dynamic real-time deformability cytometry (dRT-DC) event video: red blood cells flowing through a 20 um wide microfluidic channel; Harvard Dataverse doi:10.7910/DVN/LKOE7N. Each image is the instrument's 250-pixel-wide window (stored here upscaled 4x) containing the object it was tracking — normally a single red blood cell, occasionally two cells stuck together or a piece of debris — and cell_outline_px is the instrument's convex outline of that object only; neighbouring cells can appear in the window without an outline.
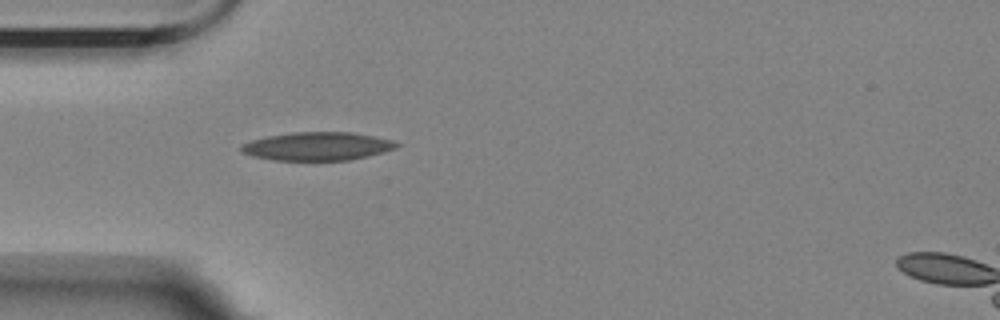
{"species": "Egyptian fruit bat (a non-hibernating species)", "species_latin": "Rousettus aegyptiacus", "temperature_condition": "room temperature", "stored_images_in_passage": 39, "camera_frame_rate_fps": 3000, "um_per_image_px": 0.085, "animal": {"sex": "female"}, "frame": {"image": 1, "passage_image": 1, "time_ms": 0.0, "image_size_px": [1000, 320], "cell_outline_px": [[400, 144], [396, 148], [384, 152], [352, 160], [272, 160], [252, 156], [240, 152], [240, 144], [252, 140], [268, 136], [292, 132], [352, 132], [392, 140]], "centroid_in_image_um": [26.95, 12.44], "position_along_channel_um": 58.0, "area_um2": 25.72}}
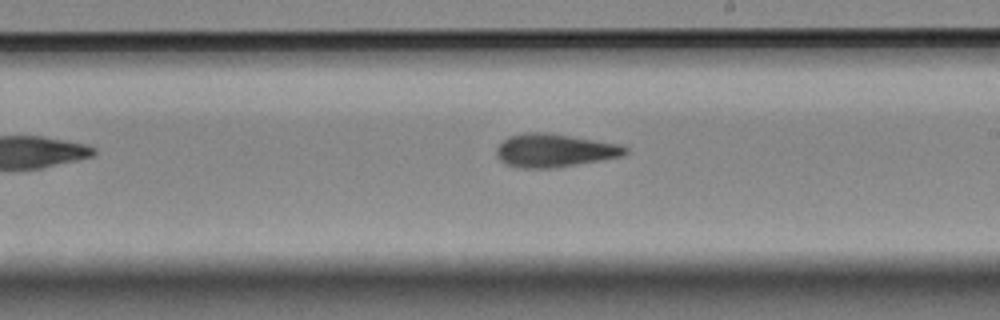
{"frame": {"image": 2, "passage_image": 17, "time_ms": 5.333, "image_size_px": [1000, 320], "cell_outline_px": [[628, 152], [624, 156], [560, 168], [520, 168], [504, 164], [496, 156], [496, 148], [508, 136], [524, 132], [544, 132], [620, 144], [628, 148]], "centroid_in_image_um": [47.13, 12.8], "position_along_channel_um": 241.9, "area_um2": 25.26}}
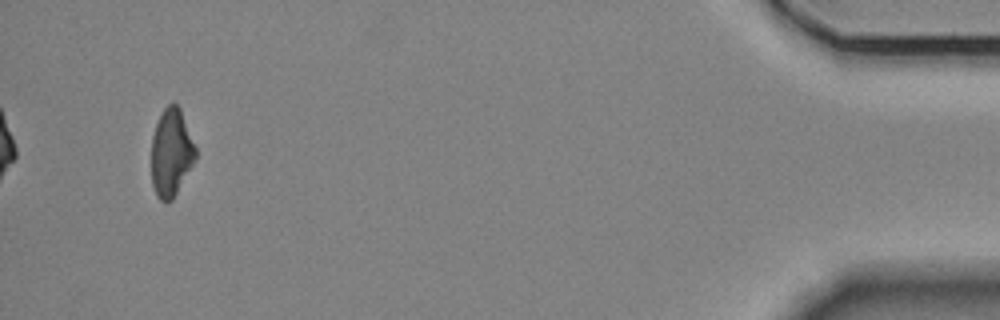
{"frame": {"image": 3, "passage_image": 39, "time_ms": 12.667, "image_size_px": [1000, 320], "cell_outline_px": [[196, 160], [172, 200], [160, 200], [156, 196], [152, 184], [152, 136], [156, 124], [164, 108], [172, 100], [180, 108], [196, 148]], "centroid_in_image_um": [14.56, 12.96], "position_along_channel_um": 420.6, "area_um2": 22.48}, "authors_computed_cell_mechanics": {"area_um2": 24.565, "velocity_mm_per_s": 3.481, "shape_relaxation_time_tau1_ms": 7.5719, "shape_relaxation_time_tau2_ms": 3.6853, "deformation_change_tau1": 0.1728, "deformation_change_tau2": 0.1151}}